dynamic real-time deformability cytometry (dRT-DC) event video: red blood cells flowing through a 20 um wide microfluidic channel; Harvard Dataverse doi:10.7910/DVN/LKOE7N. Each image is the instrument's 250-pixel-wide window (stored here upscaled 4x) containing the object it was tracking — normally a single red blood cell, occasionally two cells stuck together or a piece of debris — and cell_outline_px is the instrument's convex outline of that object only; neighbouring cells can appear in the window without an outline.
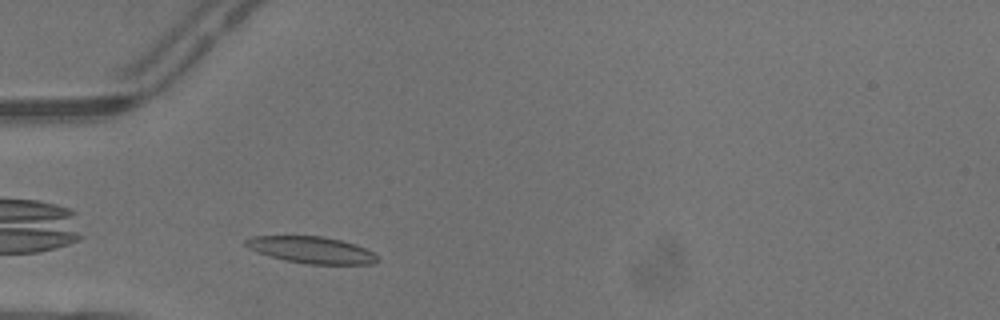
{"species": "common noctule bat (a hibernating species)", "species_latin": "Nyctalus noctula", "temperature_condition": "warm", "stored_images_in_passage": 4, "camera_frame_rate_fps": 3000, "um_per_image_px": 0.085, "animal": {"sex": "male", "body_mass_g": 13.3}, "frame": {"image": 1, "passage_image": 4, "time_ms": 1.0, "image_size_px": [1000, 320], "cell_outline_px": [[380, 260], [372, 264], [308, 264], [284, 260], [268, 256], [256, 252], [248, 248], [244, 244], [244, 240], [248, 236], [324, 236], [340, 240], [364, 248], [372, 252]], "centroid_in_image_um": [26.41, 21.24], "position_along_channel_um": 58.6, "area_um2": 20.52}}